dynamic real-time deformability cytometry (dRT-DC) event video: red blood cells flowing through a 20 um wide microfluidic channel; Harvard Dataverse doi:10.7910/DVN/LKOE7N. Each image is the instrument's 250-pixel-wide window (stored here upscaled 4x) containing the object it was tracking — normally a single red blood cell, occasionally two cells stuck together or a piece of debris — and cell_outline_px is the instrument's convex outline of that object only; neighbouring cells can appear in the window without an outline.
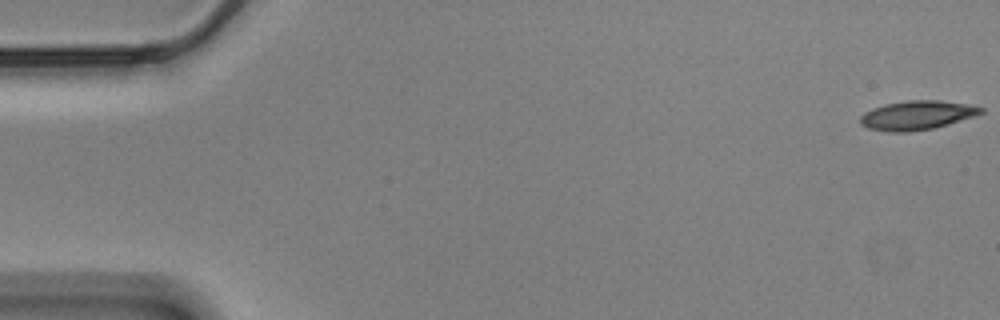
{"species": "Egyptian fruit bat (a non-hibernating species)", "species_latin": "Rousettus aegyptiacus", "temperature_condition": "cold", "stored_images_in_passage": 58, "camera_frame_rate_fps": 3000, "um_per_image_px": 0.085, "animal": {"sex": "male"}, "frame": {"image": 1, "passage_image": 1, "time_ms": 0.0, "image_size_px": [1000, 320], "cell_outline_px": [[984, 112], [976, 116], [948, 124], [932, 128], [908, 132], [888, 132], [868, 128], [860, 124], [860, 116], [864, 112], [872, 108], [884, 104], [908, 100], [940, 100], [968, 104], [984, 108]], "centroid_in_image_um": [77.94, 9.79], "position_along_channel_um": 7.1, "area_um2": 20.58}}
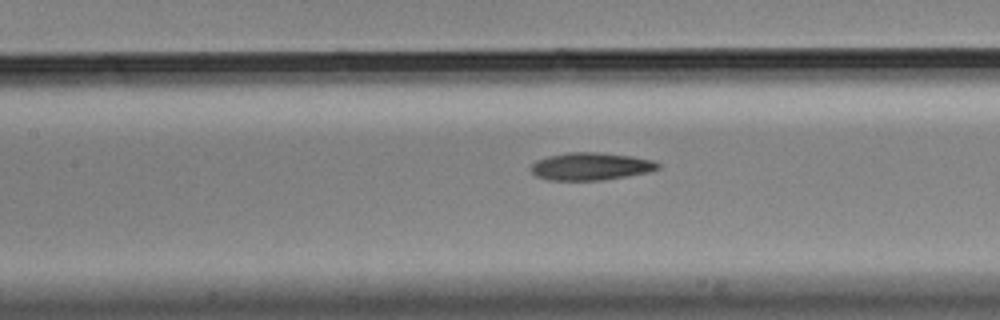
{"frame": {"image": 2, "passage_image": 26, "time_ms": 8.333, "image_size_px": [1000, 320], "cell_outline_px": [[660, 168], [648, 172], [628, 176], [604, 180], [548, 180], [536, 176], [528, 168], [536, 160], [548, 156], [568, 152], [596, 152], [632, 156], [652, 160], [660, 164]], "centroid_in_image_um": [50.19, 14.14], "position_along_channel_um": 157.2, "area_um2": 20.52}}
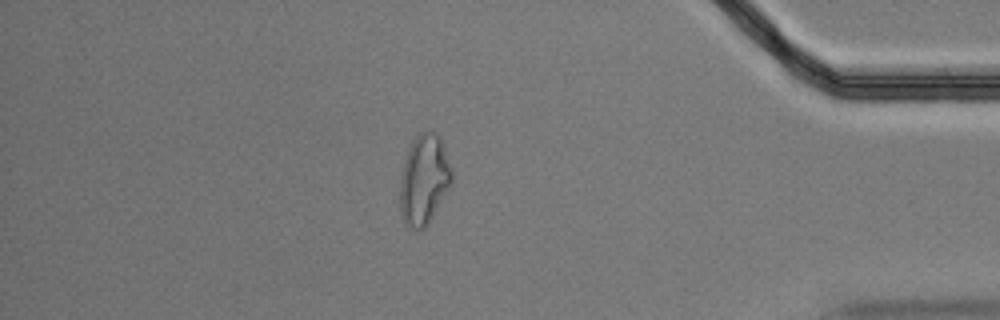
{"frame": {"image": 3, "passage_image": 50, "time_ms": 16.333, "image_size_px": [1000, 320], "cell_outline_px": [[452, 180], [448, 188], [428, 224], [424, 228], [416, 232], [408, 228], [404, 224], [400, 212], [400, 176], [404, 160], [416, 136], [420, 132], [436, 132], [440, 136], [452, 172]], "centroid_in_image_um": [36.01, 15.32], "position_along_channel_um": 399.2, "area_um2": 26.99}, "authors_computed_cell_mechanics": {"area_um2": 20.6346, "velocity_mm_per_s": 3.4684, "shape_relaxation_time_tau1_ms": 6.9451, "shape_relaxation_time_tau2_ms": 7.5145, "deformation_change_tau1": 0.183, "deformation_change_tau2": 0.1786}}